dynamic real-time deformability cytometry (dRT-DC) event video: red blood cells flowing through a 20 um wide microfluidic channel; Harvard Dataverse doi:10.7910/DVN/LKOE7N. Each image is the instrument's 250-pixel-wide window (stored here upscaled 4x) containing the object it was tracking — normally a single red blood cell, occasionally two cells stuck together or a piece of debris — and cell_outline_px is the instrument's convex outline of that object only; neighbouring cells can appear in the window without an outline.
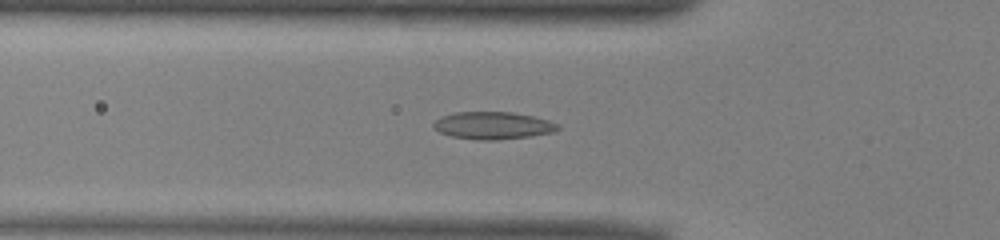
{"species": "common noctule bat (a hibernating species)", "species_latin": "Nyctalus noctula", "temperature_condition": "warm", "stored_images_in_passage": 51, "camera_frame_rate_fps": 3000, "um_per_image_px": 0.085, "animal": {"sex": "male", "body_mass_g": 13.0, "forearm_length_mm": 53.1}, "frame": {"image": 1, "passage_image": 17, "time_ms": 5.333, "image_size_px": [1000, 240], "cell_outline_px": [[560, 128], [552, 132], [532, 136], [496, 140], [480, 140], [452, 136], [440, 132], [432, 124], [440, 116], [456, 112], [512, 112], [532, 116], [548, 120], [560, 124]], "centroid_in_image_um": [41.92, 10.66], "position_along_channel_um": 83.9, "area_um2": 19.77}}
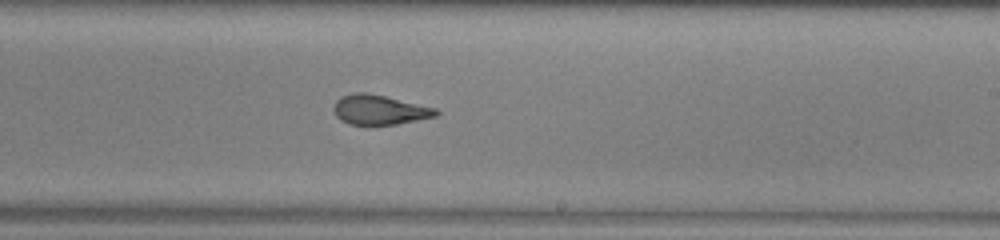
{"frame": {"image": 2, "passage_image": 30, "time_ms": 9.667, "image_size_px": [1000, 240], "cell_outline_px": [[440, 112], [436, 116], [396, 124], [368, 128], [348, 124], [340, 120], [336, 116], [332, 108], [336, 100], [340, 96], [352, 92], [368, 92], [436, 108]], "centroid_in_image_um": [32.18, 9.36], "position_along_channel_um": 256.8, "area_um2": 18.44}}
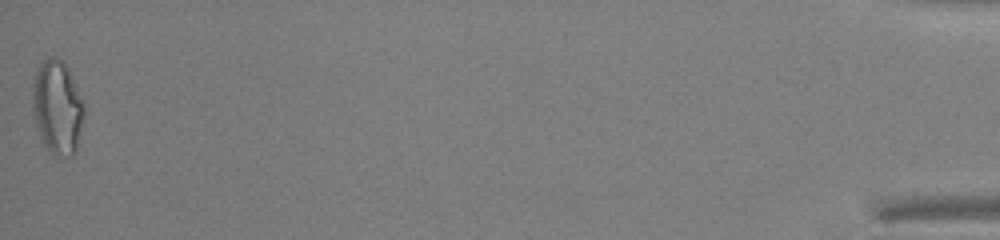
{"frame": {"image": 3, "passage_image": 51, "time_ms": 16.667, "image_size_px": [1000, 240], "cell_outline_px": [[84, 112], [76, 152], [72, 156], [56, 156], [48, 148], [40, 136], [32, 112], [32, 84], [36, 72], [40, 64], [48, 56], [52, 56], [60, 60], [68, 68], [84, 100]], "centroid_in_image_um": [4.88, 9.1], "position_along_channel_um": 430.3, "area_um2": 28.21}, "authors_computed_cell_mechanics": {"area_um2": 19.5942, "velocity_mm_per_s": 3.9836, "shape_relaxation_time_tau1_ms": 5.0712, "shape_relaxation_time_tau2_ms": 1.3554, "deformation_change_tau1": 0.1912, "deformation_change_tau2": 0.0893}}